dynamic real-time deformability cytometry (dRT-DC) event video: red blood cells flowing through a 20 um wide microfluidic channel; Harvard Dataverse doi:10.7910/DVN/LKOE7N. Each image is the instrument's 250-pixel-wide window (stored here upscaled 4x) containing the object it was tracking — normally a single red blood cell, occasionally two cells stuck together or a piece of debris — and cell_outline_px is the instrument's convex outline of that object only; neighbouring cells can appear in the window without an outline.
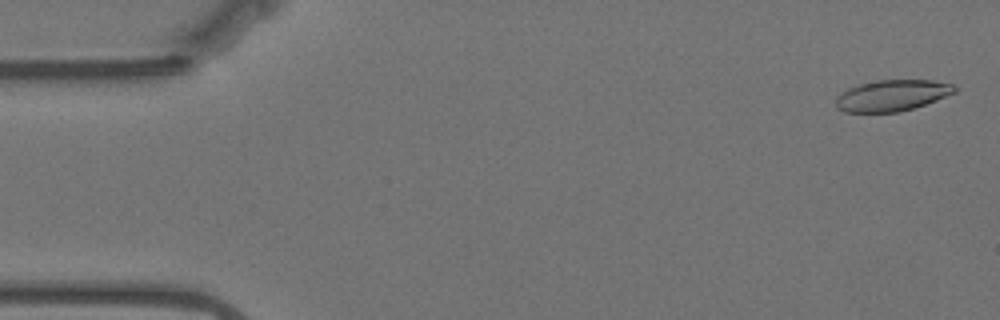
{"species": "Egyptian fruit bat (a non-hibernating species)", "species_latin": "Rousettus aegyptiacus", "temperature_condition": "warm", "stored_images_in_passage": 6, "camera_frame_rate_fps": 3000, "um_per_image_px": 0.085, "animal": {"sex": "female"}, "frame": {"image": 1, "passage_image": 2, "time_ms": 0.333, "image_size_px": [1000, 320], "cell_outline_px": [[956, 92], [936, 100], [900, 112], [844, 112], [836, 108], [836, 96], [848, 88], [860, 84], [876, 80], [932, 80], [952, 84], [956, 88]], "centroid_in_image_um": [75.79, 8.11], "position_along_channel_um": 9.2, "area_um2": 21.5}}